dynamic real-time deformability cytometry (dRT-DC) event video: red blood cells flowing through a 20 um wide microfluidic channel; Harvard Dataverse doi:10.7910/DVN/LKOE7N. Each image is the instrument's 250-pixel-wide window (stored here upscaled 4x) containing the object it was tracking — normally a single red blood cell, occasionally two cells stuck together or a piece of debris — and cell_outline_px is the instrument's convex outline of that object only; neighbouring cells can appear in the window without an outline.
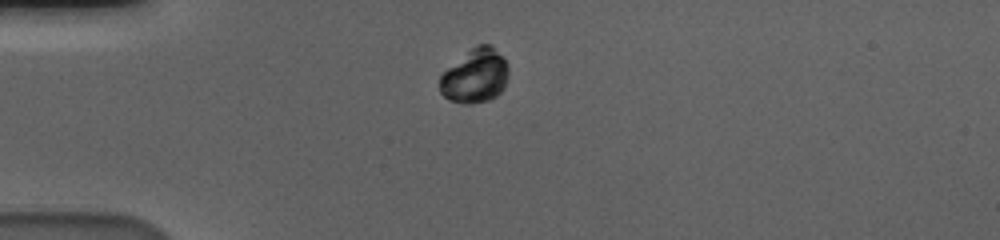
{"species": "human", "species_latin": "Homo sapiens", "temperature_condition": "cold", "stored_images_in_passage": 43, "camera_frame_rate_fps": 3000, "um_per_image_px": 0.085, "donor": {"sex": "male"}, "frame": {"image": 1, "passage_image": 1, "time_ms": 0.0, "image_size_px": [1000, 240], "cell_outline_px": [[508, 72], [504, 88], [496, 96], [488, 100], [468, 104], [464, 104], [452, 100], [444, 96], [440, 92], [440, 76], [448, 68], [476, 44], [492, 44], [504, 60], [508, 68]], "centroid_in_image_um": [40.39, 6.45], "position_along_channel_um": 44.6, "area_um2": 21.33}}
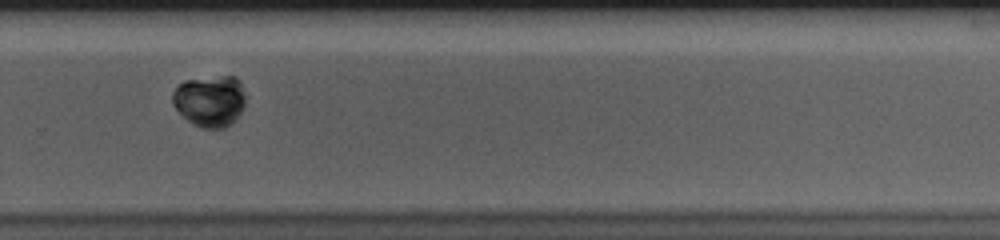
{"frame": {"image": 2, "passage_image": 26, "time_ms": 8.333, "image_size_px": [1000, 240], "cell_outline_px": [[244, 104], [240, 112], [224, 128], [204, 128], [192, 124], [176, 108], [172, 100], [172, 92], [184, 80], [220, 76], [236, 76], [240, 84], [244, 96]], "centroid_in_image_um": [17.81, 8.56], "position_along_channel_um": 312.0, "area_um2": 21.39}}
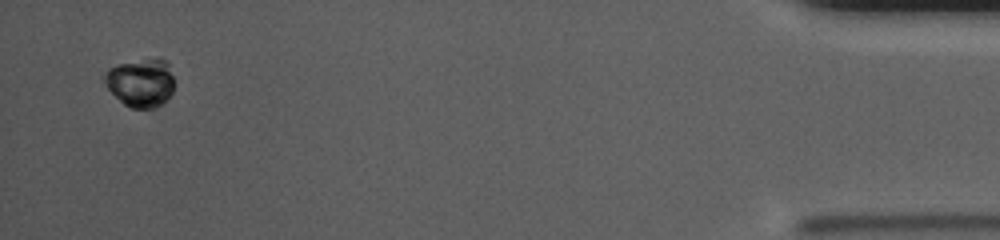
{"frame": {"image": 3, "passage_image": 42, "time_ms": 13.667, "image_size_px": [1000, 240], "cell_outline_px": [[172, 92], [156, 108], [132, 108], [124, 104], [108, 88], [104, 80], [104, 76], [116, 64], [148, 60], [164, 60], [168, 64], [172, 76]], "centroid_in_image_um": [11.95, 7.05], "position_along_channel_um": 423.2, "area_um2": 18.79}}